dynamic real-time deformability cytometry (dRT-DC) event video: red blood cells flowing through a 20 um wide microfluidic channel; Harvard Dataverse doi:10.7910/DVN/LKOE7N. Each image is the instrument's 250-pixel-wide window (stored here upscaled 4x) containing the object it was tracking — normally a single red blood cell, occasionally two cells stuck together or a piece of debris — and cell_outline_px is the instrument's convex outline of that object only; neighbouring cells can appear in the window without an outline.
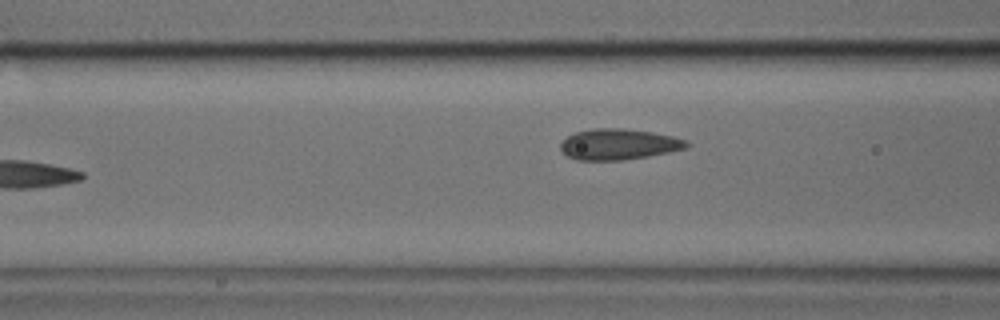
{"species": "common noctule bat (a hibernating species)", "species_latin": "Nyctalus noctula", "temperature_condition": "cold", "stored_images_in_passage": 33, "camera_frame_rate_fps": 3000, "um_per_image_px": 0.085, "animal": {"sex": "male", "body_mass_g": 17.9, "forearm_length_mm": 54.2}, "frame": {"image": 1, "passage_image": 5, "time_ms": 1.333, "image_size_px": [1000, 320], "cell_outline_px": [[692, 144], [688, 148], [648, 156], [624, 160], [576, 160], [568, 156], [560, 148], [560, 144], [568, 136], [576, 132], [592, 128], [624, 128], [652, 132], [672, 136], [688, 140]], "centroid_in_image_um": [52.63, 12.26], "position_along_channel_um": 114.0, "area_um2": 22.77}}
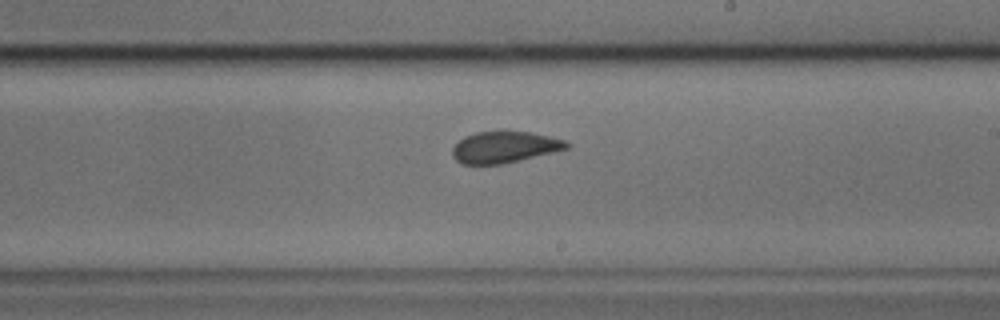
{"frame": {"image": 2, "passage_image": 15, "time_ms": 4.667, "image_size_px": [1000, 320], "cell_outline_px": [[572, 144], [568, 148], [552, 152], [500, 164], [460, 164], [452, 156], [452, 148], [464, 136], [476, 132], [504, 128], [532, 132], [564, 140]], "centroid_in_image_um": [42.85, 12.45], "position_along_channel_um": 246.1, "area_um2": 21.39}}
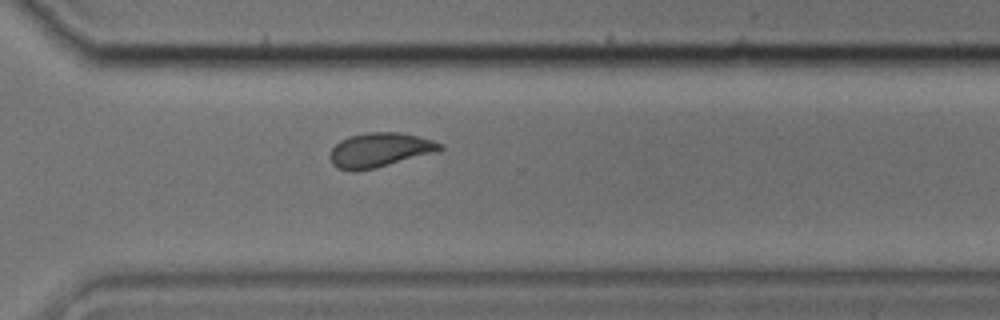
{"frame": {"image": 3, "passage_image": 22, "time_ms": 7.0, "image_size_px": [1000, 320], "cell_outline_px": [[444, 148], [432, 152], [376, 168], [336, 168], [332, 164], [328, 156], [332, 148], [340, 140], [348, 136], [368, 132], [400, 132], [432, 140], [444, 144]], "centroid_in_image_um": [32.25, 12.71], "position_along_channel_um": 338.3, "area_um2": 21.39}}